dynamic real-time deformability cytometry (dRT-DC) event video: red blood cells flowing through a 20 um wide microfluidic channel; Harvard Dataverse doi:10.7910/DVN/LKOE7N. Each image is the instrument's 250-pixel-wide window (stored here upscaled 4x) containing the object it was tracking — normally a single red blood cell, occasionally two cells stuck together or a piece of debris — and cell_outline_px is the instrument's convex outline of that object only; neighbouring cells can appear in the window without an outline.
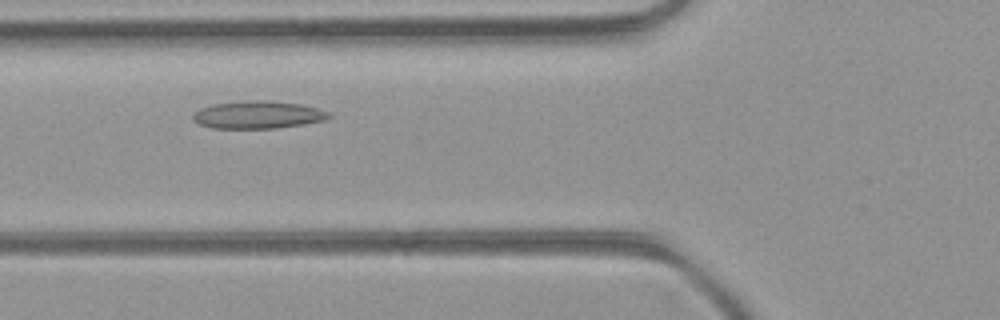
{"species": "common noctule bat (a hibernating species)", "species_latin": "Nyctalus noctula", "temperature_condition": "room temperature", "stored_images_in_passage": 40, "camera_frame_rate_fps": 3000, "um_per_image_px": 0.085, "animal": {"sex": "female", "body_mass_g": 21.9}, "frame": {"image": 1, "passage_image": 10, "time_ms": 3.0, "image_size_px": [1000, 320], "cell_outline_px": [[332, 116], [328, 120], [304, 124], [276, 128], [212, 128], [200, 124], [192, 120], [192, 116], [200, 108], [212, 104], [248, 100], [268, 100], [300, 104], [316, 108], [328, 112]], "centroid_in_image_um": [21.93, 9.75], "position_along_channel_um": 103.9, "area_um2": 21.91}}
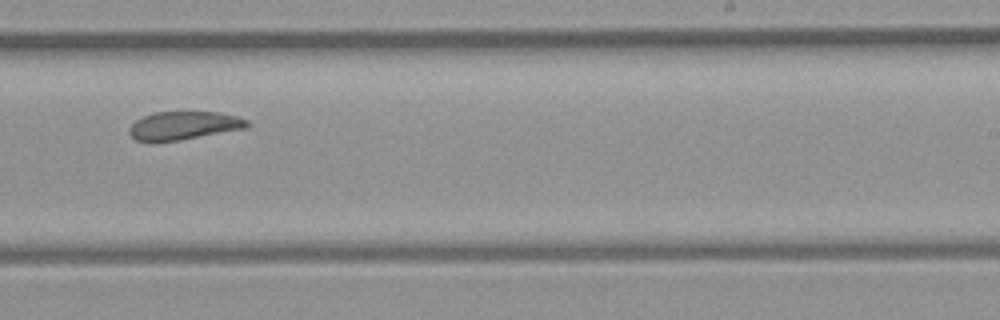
{"frame": {"image": 2, "passage_image": 22, "time_ms": 7.0, "image_size_px": [1000, 320], "cell_outline_px": [[252, 124], [248, 128], [180, 140], [136, 140], [128, 132], [128, 128], [136, 120], [144, 116], [156, 112], [220, 112], [236, 116], [248, 120]], "centroid_in_image_um": [15.69, 10.66], "position_along_channel_um": 273.3, "area_um2": 19.25}}
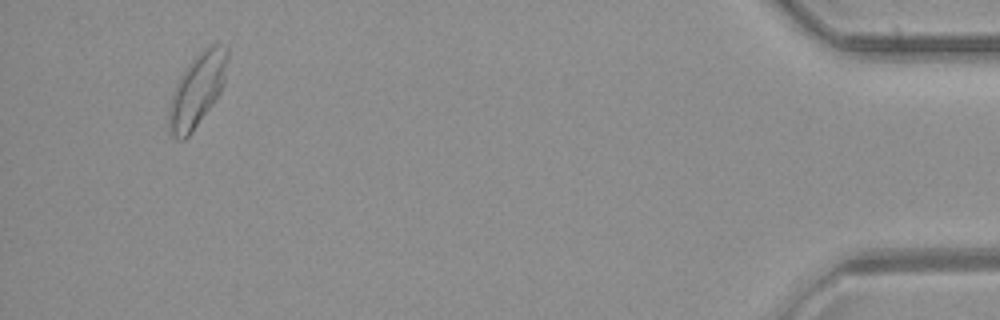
{"frame": {"image": 3, "passage_image": 38, "time_ms": 12.333, "image_size_px": [1000, 320], "cell_outline_px": [[228, 60], [224, 84], [220, 92], [212, 104], [192, 132], [184, 140], [176, 140], [172, 136], [168, 128], [168, 108], [172, 92], [180, 76], [188, 64], [208, 44], [228, 44]], "centroid_in_image_um": [16.76, 7.64], "position_along_channel_um": 418.4, "area_um2": 25.14}, "authors_computed_cell_mechanics": {"area_um2": 21.1837, "velocity_mm_per_s": 4.2311, "shape_relaxation_time_tau1_ms": null, "shape_relaxation_time_tau2_ms": 2.9576, "deformation_change_tau1": null, "deformation_change_tau2": 0.0721}}